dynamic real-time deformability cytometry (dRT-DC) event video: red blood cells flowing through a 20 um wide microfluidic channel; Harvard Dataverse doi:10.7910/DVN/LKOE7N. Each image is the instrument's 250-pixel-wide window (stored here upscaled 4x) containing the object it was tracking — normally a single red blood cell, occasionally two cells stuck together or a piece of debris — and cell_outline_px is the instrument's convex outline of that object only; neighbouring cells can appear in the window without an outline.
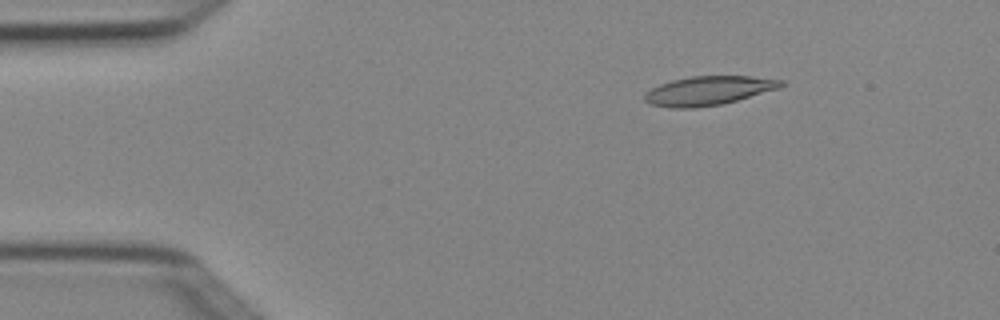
{"species": "Egyptian fruit bat (a non-hibernating species)", "species_latin": "Rousettus aegyptiacus", "temperature_condition": "cold", "stored_images_in_passage": 4, "camera_frame_rate_fps": 3000, "um_per_image_px": 0.085, "animal": {"sex": "female"}, "frame": {"image": 1, "passage_image": 2, "time_ms": 0.333, "image_size_px": [1000, 320], "cell_outline_px": [[784, 84], [780, 88], [724, 104], [692, 108], [672, 108], [652, 104], [644, 100], [644, 92], [660, 84], [672, 80], [692, 76], [752, 76], [784, 80]], "centroid_in_image_um": [60.24, 7.7], "position_along_channel_um": 24.8, "area_um2": 23.12}}
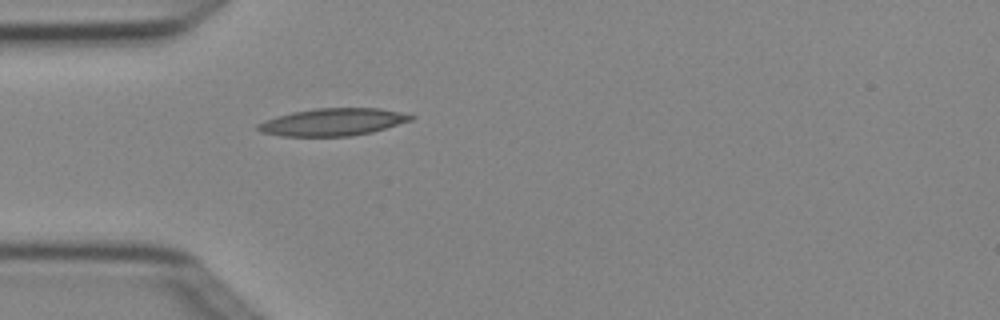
{"frame": {"image": 2, "passage_image": 4, "time_ms": 1.0, "image_size_px": [1000, 320], "cell_outline_px": [[416, 116], [412, 120], [372, 132], [348, 136], [280, 136], [260, 132], [256, 128], [256, 124], [264, 120], [276, 116], [292, 112], [316, 108], [380, 108], [400, 112]], "centroid_in_image_um": [28.25, 10.37], "position_along_channel_um": 56.7, "area_um2": 24.45}}